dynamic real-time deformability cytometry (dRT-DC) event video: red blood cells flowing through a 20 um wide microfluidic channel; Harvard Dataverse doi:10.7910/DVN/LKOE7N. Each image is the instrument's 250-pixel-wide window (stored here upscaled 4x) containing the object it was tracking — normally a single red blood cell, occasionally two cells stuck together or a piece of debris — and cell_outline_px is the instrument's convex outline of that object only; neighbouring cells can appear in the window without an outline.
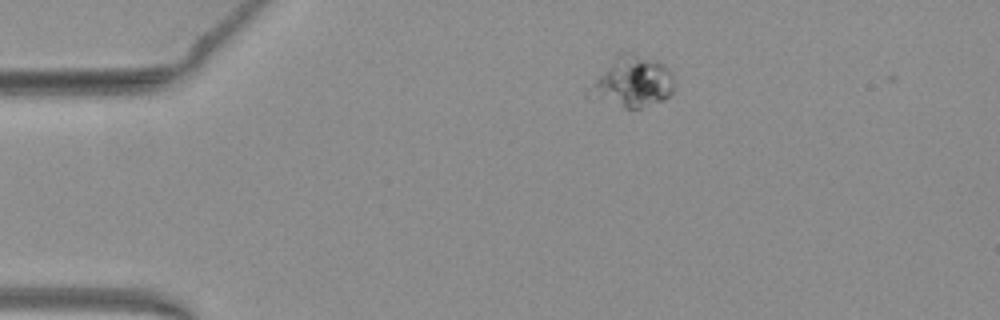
{"species": "common noctule bat (a hibernating species)", "species_latin": "Nyctalus noctula", "temperature_condition": "warm", "stored_images_in_passage": 3, "camera_frame_rate_fps": 3000, "um_per_image_px": 0.085, "animal": {"sex": "female", "body_mass_g": 19.3, "forearm_length_mm": 54.1}, "frame": {"image": 1, "passage_image": 1, "time_ms": 0.0, "image_size_px": [1000, 320], "cell_outline_px": [[676, 88], [664, 100], [640, 108], [624, 108], [588, 100], [584, 96], [588, 88], [616, 52], [628, 52], [656, 60], [664, 64], [672, 72], [676, 80]], "centroid_in_image_um": [53.71, 6.98], "position_along_channel_um": 31.3, "area_um2": 26.18}}